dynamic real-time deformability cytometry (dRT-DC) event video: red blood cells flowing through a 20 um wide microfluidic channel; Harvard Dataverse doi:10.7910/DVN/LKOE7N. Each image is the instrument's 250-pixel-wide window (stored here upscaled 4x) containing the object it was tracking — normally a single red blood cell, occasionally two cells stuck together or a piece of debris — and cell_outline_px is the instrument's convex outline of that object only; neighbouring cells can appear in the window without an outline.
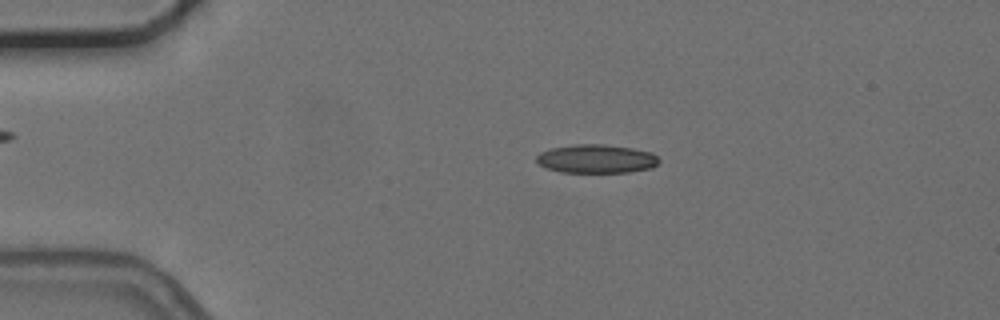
{"species": "common noctule bat (a hibernating species)", "species_latin": "Nyctalus noctula", "temperature_condition": "cold", "stored_images_in_passage": 46, "camera_frame_rate_fps": 3000, "um_per_image_px": 0.085, "animal": {"sex": "female", "body_mass_g": 24.6, "forearm_length_mm": 56.2}, "frame": {"image": 1, "passage_image": 3, "time_ms": 0.667, "image_size_px": [1000, 320], "cell_outline_px": [[656, 164], [648, 168], [624, 172], [564, 172], [548, 168], [540, 164], [536, 160], [536, 156], [544, 152], [556, 148], [628, 148], [648, 152], [656, 156]], "centroid_in_image_um": [50.68, 13.58], "position_along_channel_um": 34.3, "area_um2": 18.09}}
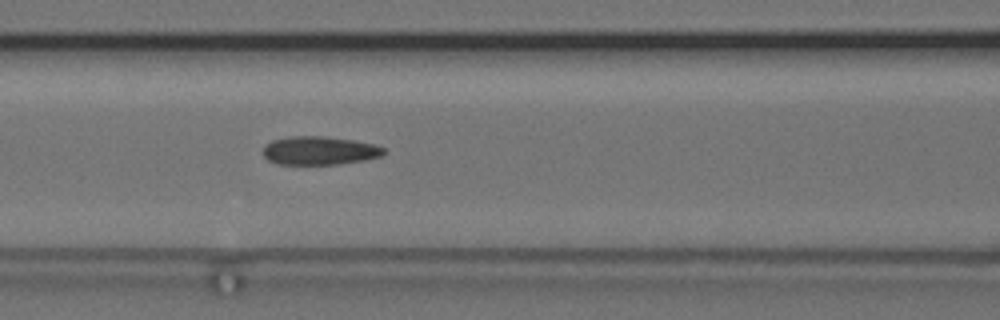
{"frame": {"image": 2, "passage_image": 15, "time_ms": 4.667, "image_size_px": [1000, 320], "cell_outline_px": [[384, 152], [380, 156], [356, 160], [328, 164], [284, 164], [272, 160], [264, 156], [264, 148], [268, 144], [276, 140], [348, 140], [372, 144], [384, 148]], "centroid_in_image_um": [27.19, 12.87], "position_along_channel_um": 139.4, "area_um2": 17.4}}
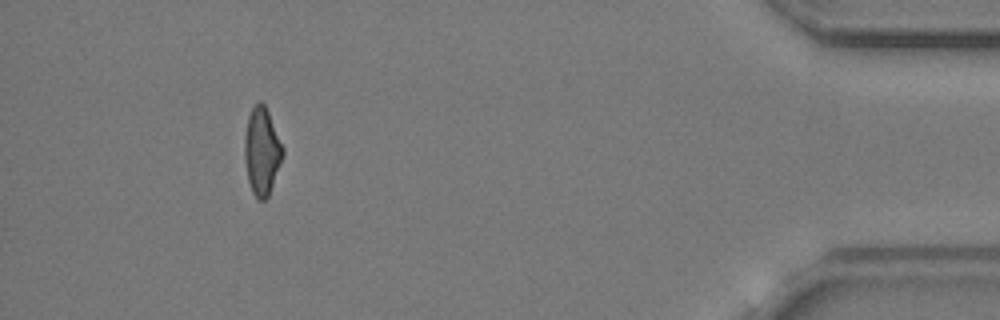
{"frame": {"image": 3, "passage_image": 42, "time_ms": 13.667, "image_size_px": [1000, 320], "cell_outline_px": [[284, 152], [268, 196], [264, 200], [260, 200], [252, 192], [248, 180], [244, 152], [244, 144], [248, 120], [252, 108], [256, 104], [264, 104], [268, 112], [284, 148]], "centroid_in_image_um": [22.26, 12.88], "position_along_channel_um": 412.9, "area_um2": 18.79}, "authors_computed_cell_mechanics": {"area_um2": 18.1203, "velocity_mm_per_s": 3.7342, "shape_relaxation_time_tau1_ms": null, "shape_relaxation_time_tau2_ms": 3.4891, "deformation_change_tau1": null, "deformation_change_tau2": 0.1381}}